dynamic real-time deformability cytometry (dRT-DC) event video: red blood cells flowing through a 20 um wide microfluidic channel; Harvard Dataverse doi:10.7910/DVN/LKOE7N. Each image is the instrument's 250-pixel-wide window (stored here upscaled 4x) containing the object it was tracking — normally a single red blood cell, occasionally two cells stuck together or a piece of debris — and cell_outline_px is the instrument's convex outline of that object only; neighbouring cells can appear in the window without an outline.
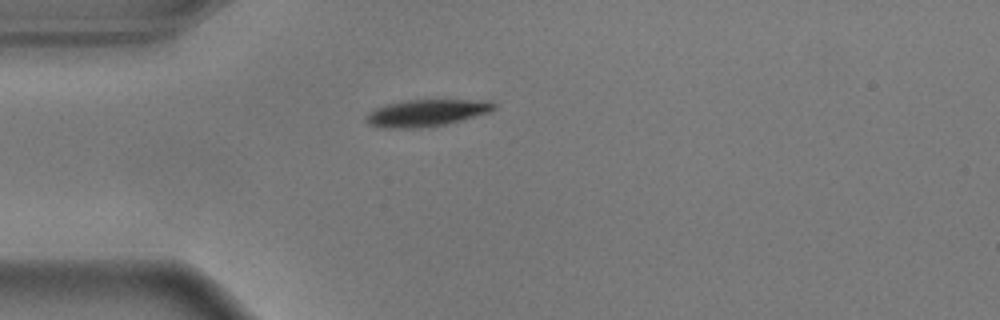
{"species": "common noctule bat (a hibernating species)", "species_latin": "Nyctalus noctula", "temperature_condition": "warm", "stored_images_in_passage": 42, "camera_frame_rate_fps": 3000, "um_per_image_px": 0.085, "animal": {"sex": "male", "body_mass_g": 17.9}, "frame": {"image": 1, "passage_image": 1, "time_ms": 0.0, "image_size_px": [1000, 320], "cell_outline_px": [[496, 108], [488, 112], [448, 124], [420, 128], [376, 128], [368, 124], [364, 120], [364, 116], [368, 112], [376, 108], [388, 104], [404, 100], [492, 100], [496, 104]], "centroid_in_image_um": [36.21, 9.6], "position_along_channel_um": 48.8, "area_um2": 20.29}}
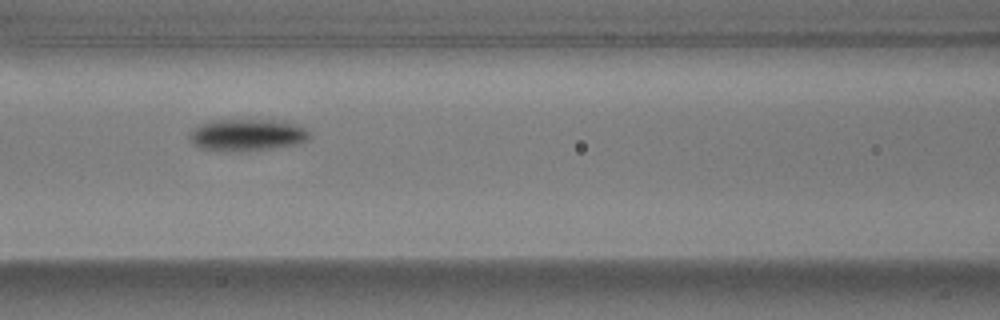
{"frame": {"image": 2, "passage_image": 10, "time_ms": 3.0, "image_size_px": [1000, 320], "cell_outline_px": [[312, 136], [308, 140], [300, 144], [272, 148], [240, 152], [224, 152], [200, 148], [192, 144], [188, 136], [192, 128], [200, 124], [212, 120], [272, 120], [292, 124], [304, 128], [312, 132]], "centroid_in_image_um": [20.97, 11.49], "position_along_channel_um": 145.6, "area_um2": 22.72}}
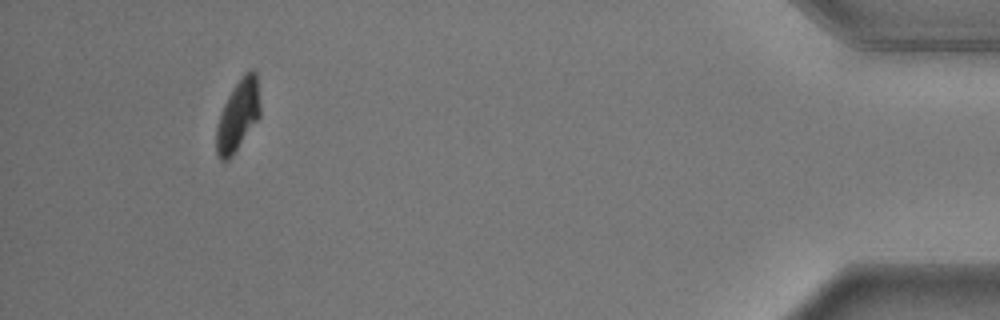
{"frame": {"image": 3, "passage_image": 38, "time_ms": 12.333, "image_size_px": [1000, 320], "cell_outline_px": [[260, 116], [232, 156], [228, 160], [220, 160], [216, 156], [216, 128], [224, 104], [228, 96], [244, 72], [252, 68], [256, 72], [260, 104]], "centroid_in_image_um": [20.23, 9.81], "position_along_channel_um": 415.0, "area_um2": 17.98}, "authors_computed_cell_mechanics": {"area_um2": 20.8658, "velocity_mm_per_s": 3.6103, "shape_relaxation_time_tau1_ms": 2.9812, "shape_relaxation_time_tau2_ms": null, "deformation_change_tau1": 0.1882, "deformation_change_tau2": null}}